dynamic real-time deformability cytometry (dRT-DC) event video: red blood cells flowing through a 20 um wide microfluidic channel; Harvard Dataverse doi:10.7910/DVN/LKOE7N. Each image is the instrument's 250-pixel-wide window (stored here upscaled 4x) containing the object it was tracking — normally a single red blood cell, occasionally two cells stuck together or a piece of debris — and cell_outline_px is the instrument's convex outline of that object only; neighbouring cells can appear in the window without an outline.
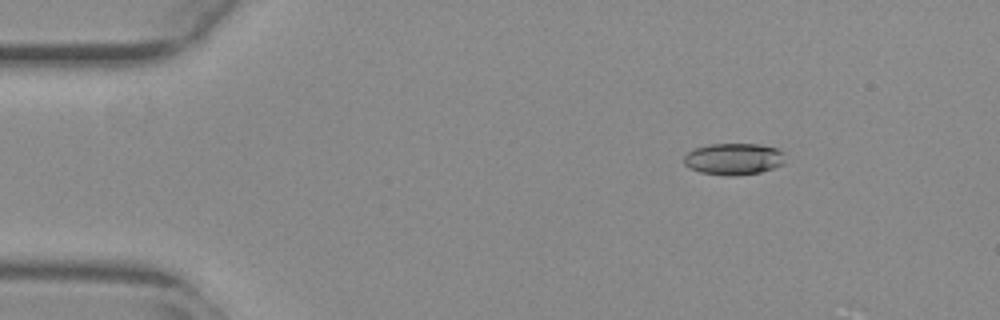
{"species": "common noctule bat (a hibernating species)", "species_latin": "Nyctalus noctula", "temperature_condition": "warm", "stored_images_in_passage": 53, "camera_frame_rate_fps": 3000, "um_per_image_px": 0.085, "animal": {"sex": "female", "body_mass_g": 29.2, "forearm_length_mm": 56.3}, "frame": {"image": 1, "passage_image": 7, "time_ms": 2.0, "image_size_px": [1000, 320], "cell_outline_px": [[784, 164], [760, 172], [736, 176], [724, 176], [700, 172], [688, 168], [684, 164], [684, 156], [688, 152], [696, 148], [708, 144], [760, 144], [776, 148], [784, 152]], "centroid_in_image_um": [62.36, 13.52], "position_along_channel_um": 22.6, "area_um2": 18.84}}
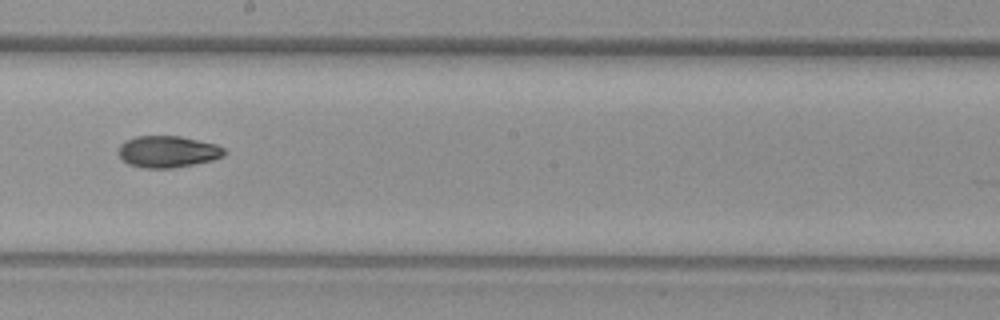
{"frame": {"image": 2, "passage_image": 30, "time_ms": 9.667, "image_size_px": [1000, 320], "cell_outline_px": [[224, 156], [212, 160], [172, 168], [144, 168], [128, 164], [116, 152], [120, 144], [124, 140], [136, 136], [180, 136], [216, 144], [224, 148]], "centroid_in_image_um": [14.21, 12.88], "position_along_channel_um": 234.0, "area_um2": 19.54}}
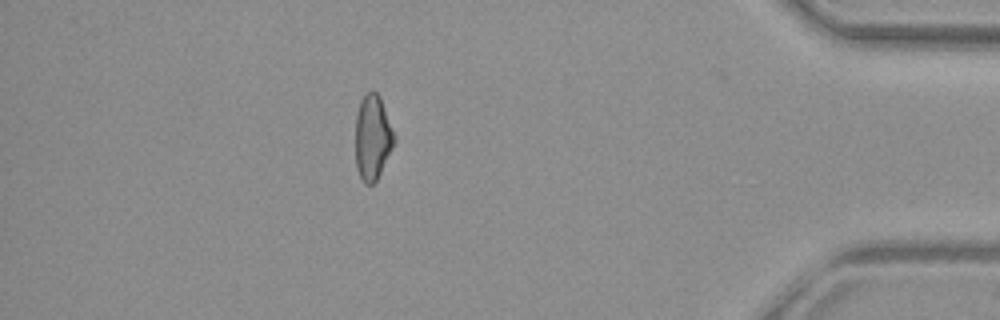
{"frame": {"image": 3, "passage_image": 47, "time_ms": 15.333, "image_size_px": [1000, 320], "cell_outline_px": [[396, 140], [376, 180], [372, 184], [364, 184], [356, 168], [356, 112], [360, 100], [364, 92], [376, 92], [380, 96]], "centroid_in_image_um": [31.65, 11.66], "position_along_channel_um": 403.6, "area_um2": 19.02}}